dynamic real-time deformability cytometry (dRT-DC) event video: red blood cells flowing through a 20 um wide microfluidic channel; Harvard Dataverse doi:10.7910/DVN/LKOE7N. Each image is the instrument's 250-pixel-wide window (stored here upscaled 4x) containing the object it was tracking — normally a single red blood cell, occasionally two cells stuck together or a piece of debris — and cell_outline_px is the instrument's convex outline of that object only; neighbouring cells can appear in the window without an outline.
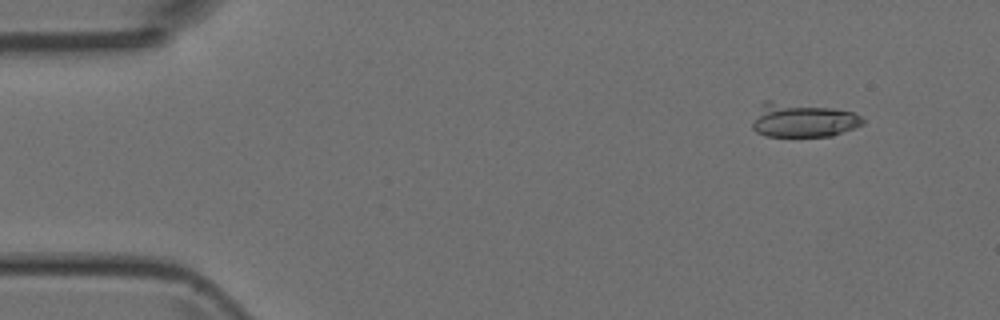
{"species": "Egyptian fruit bat (a non-hibernating species)", "species_latin": "Rousettus aegyptiacus", "temperature_condition": "room temperature", "stored_images_in_passage": 3, "camera_frame_rate_fps": 3000, "um_per_image_px": 0.085, "animal": {"sex": "female"}, "frame": {"image": 1, "passage_image": 1, "time_ms": 0.0, "image_size_px": [1000, 320], "cell_outline_px": [[864, 124], [832, 136], [764, 136], [756, 132], [752, 128], [752, 124], [760, 104], [764, 100], [772, 100], [832, 108], [852, 112], [860, 116], [864, 120]], "centroid_in_image_um": [68.19, 10.2], "position_along_channel_um": 16.8, "area_um2": 22.08}}